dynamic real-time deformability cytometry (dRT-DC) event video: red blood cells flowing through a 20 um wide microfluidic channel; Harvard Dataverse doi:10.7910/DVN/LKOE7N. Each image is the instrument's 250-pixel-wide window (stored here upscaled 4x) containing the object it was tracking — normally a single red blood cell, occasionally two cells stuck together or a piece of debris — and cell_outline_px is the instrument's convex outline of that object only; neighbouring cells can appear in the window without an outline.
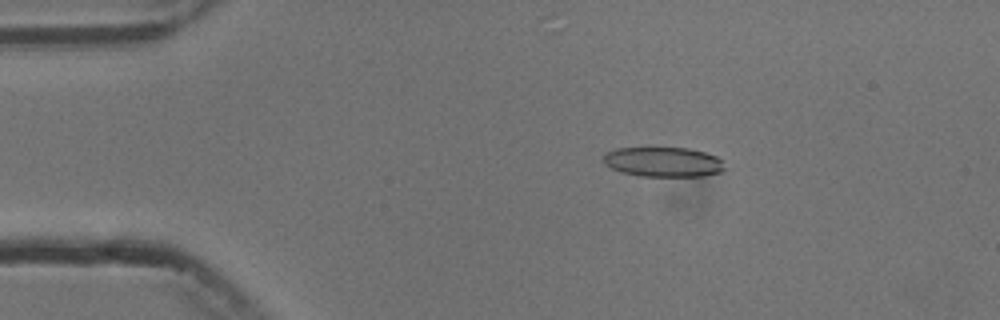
{"species": "common noctule bat (a hibernating species)", "species_latin": "Nyctalus noctula", "temperature_condition": "cold", "stored_images_in_passage": 6, "camera_frame_rate_fps": 3000, "um_per_image_px": 0.085, "animal": {"sex": "male", "body_mass_g": 13.3}, "frame": {"image": 1, "passage_image": 3, "time_ms": 2.333, "image_size_px": [1000, 320], "cell_outline_px": [[724, 172], [704, 176], [640, 176], [624, 172], [612, 168], [604, 164], [604, 152], [616, 148], [652, 144], [688, 148], [704, 152], [716, 156], [720, 160], [724, 168]], "centroid_in_image_um": [56.33, 13.7], "position_along_channel_um": 28.7, "area_um2": 22.02}}
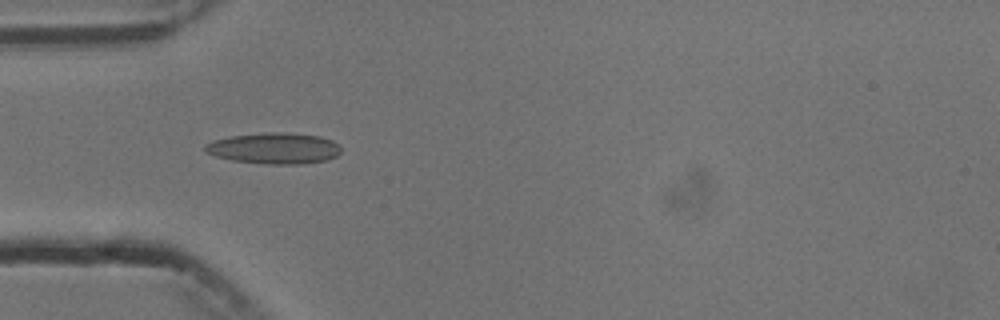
{"frame": {"image": 2, "passage_image": 5, "time_ms": 4.667, "image_size_px": [1000, 320], "cell_outline_px": [[340, 152], [336, 156], [328, 160], [300, 164], [264, 164], [232, 160], [216, 156], [204, 152], [204, 144], [212, 140], [232, 136], [268, 132], [284, 132], [320, 136], [332, 140], [340, 148]], "centroid_in_image_um": [23.28, 12.61], "position_along_channel_um": 61.7, "area_um2": 24.68}}
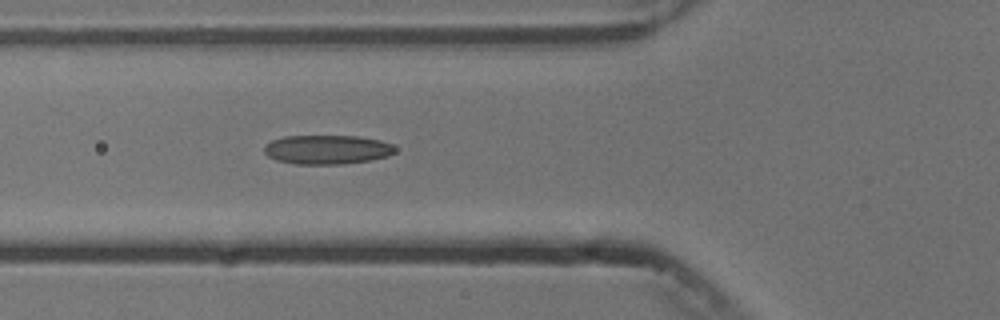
{"frame": {"image": 3, "passage_image": 6, "time_ms": 5.667, "image_size_px": [1000, 320], "cell_outline_px": [[396, 152], [388, 156], [368, 160], [344, 164], [296, 164], [276, 160], [268, 156], [264, 152], [264, 148], [272, 140], [284, 136], [356, 136], [380, 140], [392, 144], [396, 148]], "centroid_in_image_um": [27.82, 12.71], "position_along_channel_um": 98.0, "area_um2": 22.2}}